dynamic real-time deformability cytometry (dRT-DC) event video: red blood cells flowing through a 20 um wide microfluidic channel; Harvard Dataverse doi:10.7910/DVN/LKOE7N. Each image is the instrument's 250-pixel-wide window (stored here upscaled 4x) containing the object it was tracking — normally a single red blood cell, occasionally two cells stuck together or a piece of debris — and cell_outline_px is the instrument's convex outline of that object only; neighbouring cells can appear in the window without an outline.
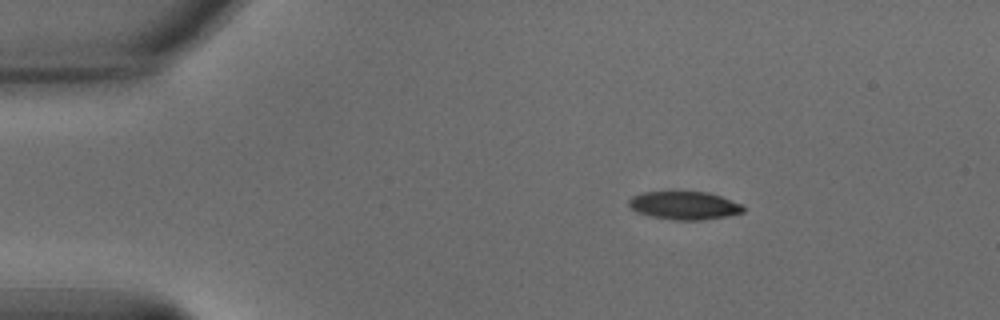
{"species": "common noctule bat (a hibernating species)", "species_latin": "Nyctalus noctula", "temperature_condition": "warm", "stored_images_in_passage": 47, "camera_frame_rate_fps": 3000, "um_per_image_px": 0.085, "animal": {"sex": "male", "body_mass_g": 15.6}, "frame": {"image": 1, "passage_image": 1, "time_ms": 0.0, "image_size_px": [1000, 320], "cell_outline_px": [[744, 212], [728, 216], [704, 220], [672, 220], [648, 216], [636, 212], [628, 204], [628, 200], [632, 196], [644, 192], [708, 192], [744, 204]], "centroid_in_image_um": [58.18, 17.48], "position_along_channel_um": 26.8, "area_um2": 18.96}}
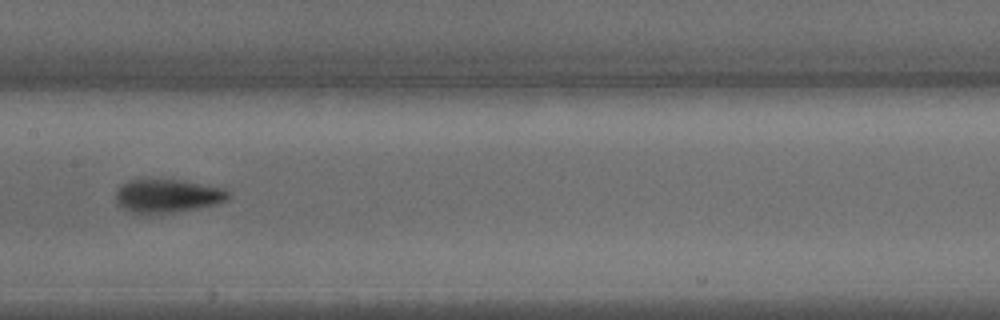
{"frame": {"image": 2, "passage_image": 20, "time_ms": 6.333, "image_size_px": [1000, 320], "cell_outline_px": [[228, 200], [216, 204], [196, 208], [172, 212], [132, 212], [124, 208], [116, 200], [116, 192], [128, 180], [148, 176], [180, 180], [224, 188], [228, 192]], "centroid_in_image_um": [14.23, 16.58], "position_along_channel_um": 193.2, "area_um2": 21.91}}
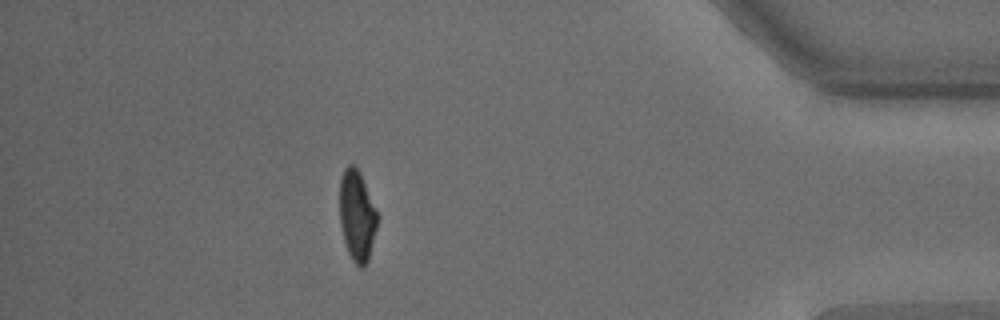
{"frame": {"image": 3, "passage_image": 41, "time_ms": 13.333, "image_size_px": [1000, 320], "cell_outline_px": [[380, 216], [368, 260], [364, 268], [360, 268], [352, 260], [348, 252], [344, 240], [340, 224], [340, 180], [344, 168], [348, 164], [352, 164], [360, 172]], "centroid_in_image_um": [30.37, 18.33], "position_along_channel_um": 404.8, "area_um2": 20.17}, "authors_computed_cell_mechanics": {"area_um2": 21.097, "velocity_mm_per_s": 3.6558, "shape_relaxation_time_tau1_ms": 3.3367, "shape_relaxation_time_tau2_ms": 1.8128, "deformation_change_tau1": 0.1611, "deformation_change_tau2": 0.0652}}